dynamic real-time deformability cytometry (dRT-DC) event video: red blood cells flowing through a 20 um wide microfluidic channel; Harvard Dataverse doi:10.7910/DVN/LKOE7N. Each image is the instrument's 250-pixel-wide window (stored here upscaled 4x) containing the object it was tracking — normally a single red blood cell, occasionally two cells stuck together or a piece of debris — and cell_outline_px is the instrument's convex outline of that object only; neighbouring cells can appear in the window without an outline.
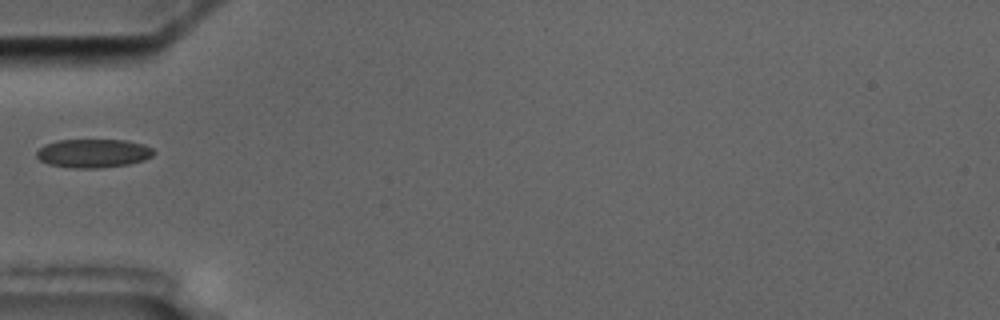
{"species": "common noctule bat (a hibernating species)", "species_latin": "Nyctalus noctula", "temperature_condition": "cold", "stored_images_in_passage": 2, "camera_frame_rate_fps": 3000, "um_per_image_px": 0.085, "animal": {"sex": "male", "body_mass_g": 17.5, "forearm_length_mm": 52.3}, "frame": {"image": 1, "passage_image": 1, "time_ms": 0.0, "image_size_px": [1000, 320], "cell_outline_px": [[156, 152], [152, 156], [144, 160], [128, 164], [100, 168], [72, 168], [48, 164], [40, 160], [36, 156], [36, 152], [44, 144], [56, 140], [124, 140], [144, 144], [152, 148]], "centroid_in_image_um": [7.92, 13.03], "position_along_channel_um": 77.1, "area_um2": 19.65}}